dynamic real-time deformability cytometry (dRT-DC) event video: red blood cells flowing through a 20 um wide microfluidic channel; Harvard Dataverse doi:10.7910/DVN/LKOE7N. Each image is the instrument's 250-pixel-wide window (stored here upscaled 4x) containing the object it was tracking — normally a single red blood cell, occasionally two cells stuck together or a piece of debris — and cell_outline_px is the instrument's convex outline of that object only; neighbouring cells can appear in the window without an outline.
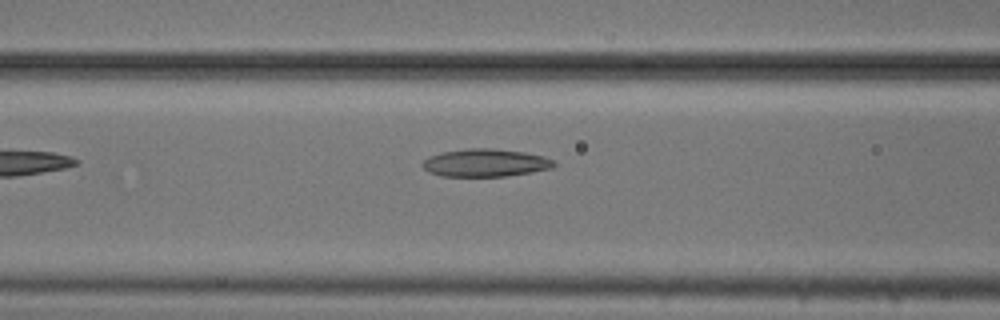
{"species": "common noctule bat (a hibernating species)", "species_latin": "Nyctalus noctula", "temperature_condition": "cold", "stored_images_in_passage": 6, "camera_frame_rate_fps": 3000, "um_per_image_px": 0.085, "animal": {"sex": "male", "body_mass_g": 20.5, "forearm_length_mm": 52.5}, "frame": {"image": 1, "passage_image": 6, "time_ms": 1.667, "image_size_px": [1000, 320], "cell_outline_px": [[556, 164], [552, 168], [532, 172], [504, 176], [440, 176], [428, 172], [420, 164], [428, 156], [444, 152], [468, 148], [492, 148], [524, 152], [544, 156], [556, 160]], "centroid_in_image_um": [41.26, 13.84], "position_along_channel_um": 125.3, "area_um2": 21.39}}